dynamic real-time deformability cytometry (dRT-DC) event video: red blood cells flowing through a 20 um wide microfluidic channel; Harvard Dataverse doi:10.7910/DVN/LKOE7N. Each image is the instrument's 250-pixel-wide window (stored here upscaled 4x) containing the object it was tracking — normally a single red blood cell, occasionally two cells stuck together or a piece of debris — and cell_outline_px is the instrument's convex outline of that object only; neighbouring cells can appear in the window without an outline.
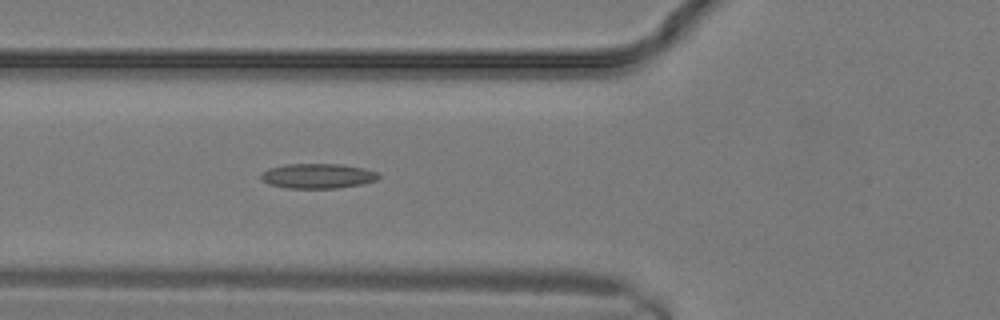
{"species": "common noctule bat (a hibernating species)", "species_latin": "Nyctalus noctula", "temperature_condition": "warm", "stored_images_in_passage": 10, "camera_frame_rate_fps": 3000, "um_per_image_px": 0.085, "animal": {"sex": "male", "body_mass_g": 19.2, "forearm_length_mm": 51.8}, "frame": {"image": 1, "passage_image": 10, "time_ms": 3.0, "image_size_px": [1000, 320], "cell_outline_px": [[380, 176], [376, 180], [364, 184], [336, 188], [288, 188], [268, 184], [260, 176], [268, 168], [284, 164], [340, 164], [364, 168], [376, 172]], "centroid_in_image_um": [27.02, 14.95], "position_along_channel_um": 98.8, "area_um2": 16.99}}